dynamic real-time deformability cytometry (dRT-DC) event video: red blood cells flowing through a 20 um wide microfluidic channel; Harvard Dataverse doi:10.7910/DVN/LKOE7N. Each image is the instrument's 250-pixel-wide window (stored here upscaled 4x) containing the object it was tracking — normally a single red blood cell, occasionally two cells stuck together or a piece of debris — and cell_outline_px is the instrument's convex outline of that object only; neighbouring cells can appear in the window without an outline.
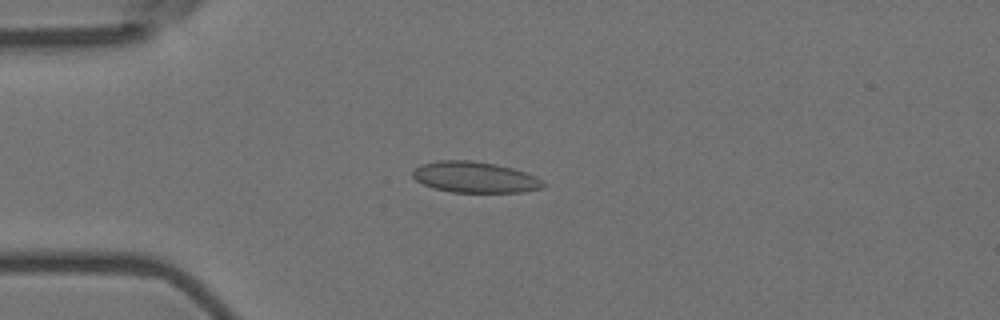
{"species": "Egyptian fruit bat (a non-hibernating species)", "species_latin": "Rousettus aegyptiacus", "temperature_condition": "room temperature", "stored_images_in_passage": 45, "camera_frame_rate_fps": 3000, "um_per_image_px": 0.085, "animal": {"sex": "female"}, "frame": {"image": 1, "passage_image": 3, "time_ms": 0.667, "image_size_px": [1000, 320], "cell_outline_px": [[544, 188], [524, 192], [452, 192], [432, 188], [416, 180], [412, 176], [412, 172], [420, 164], [436, 160], [468, 160], [496, 164], [512, 168], [536, 176], [544, 184]], "centroid_in_image_um": [40.34, 15.06], "position_along_channel_um": 44.7, "area_um2": 23.58}}
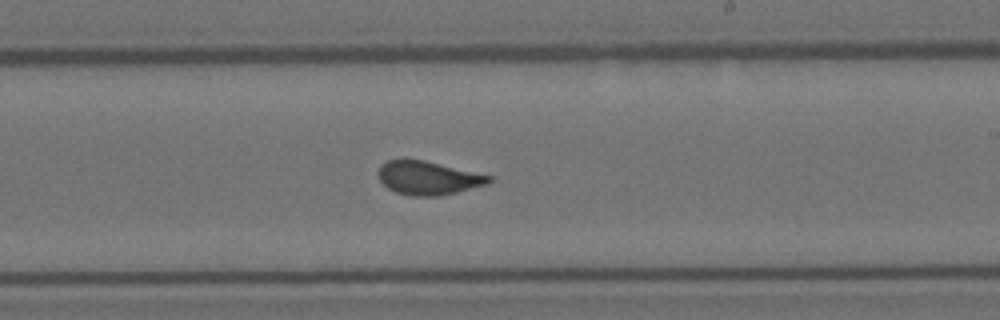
{"frame": {"image": 2, "passage_image": 22, "time_ms": 7.0, "image_size_px": [1000, 320], "cell_outline_px": [[492, 180], [488, 184], [440, 196], [412, 196], [396, 192], [388, 188], [380, 180], [376, 172], [380, 164], [388, 160], [424, 160], [492, 176]], "centroid_in_image_um": [36.37, 15.13], "position_along_channel_um": 252.6, "area_um2": 21.56}}
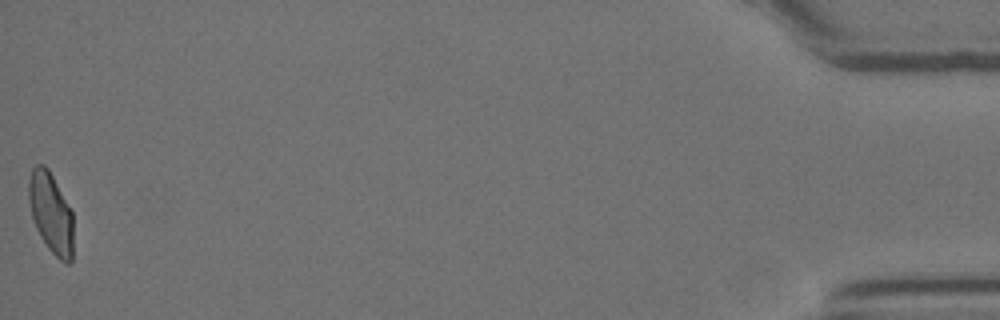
{"frame": {"image": 3, "passage_image": 45, "time_ms": 14.667, "image_size_px": [1000, 320], "cell_outline_px": [[72, 260], [68, 264], [60, 260], [48, 248], [40, 236], [36, 228], [32, 216], [28, 200], [28, 180], [32, 168], [36, 164], [44, 164], [48, 168], [72, 212]], "centroid_in_image_um": [4.3, 18.08], "position_along_channel_um": 430.9, "area_um2": 20.81}}